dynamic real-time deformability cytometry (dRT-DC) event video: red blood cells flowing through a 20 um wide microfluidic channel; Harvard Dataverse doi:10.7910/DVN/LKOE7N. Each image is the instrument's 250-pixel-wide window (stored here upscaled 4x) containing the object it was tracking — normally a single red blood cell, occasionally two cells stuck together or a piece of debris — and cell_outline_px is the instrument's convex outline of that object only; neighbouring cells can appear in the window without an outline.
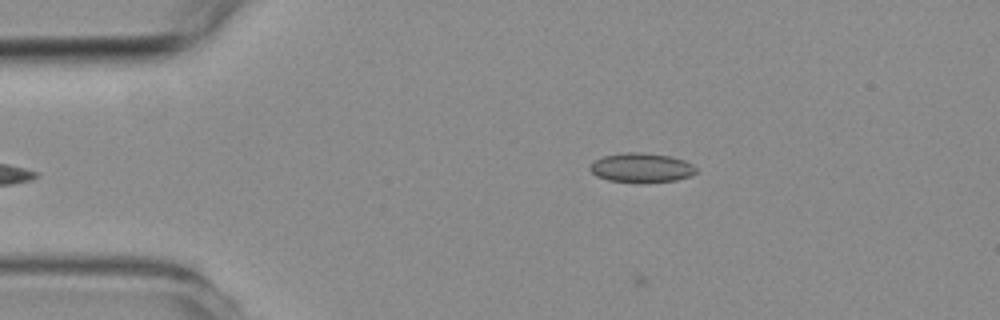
{"species": "common noctule bat (a hibernating species)", "species_latin": "Nyctalus noctula", "temperature_condition": "room temperature", "stored_images_in_passage": 5, "camera_frame_rate_fps": 3000, "um_per_image_px": 0.085, "animal": {"sex": "female", "body_mass_g": 19.3, "forearm_length_mm": 54.1}, "frame": {"image": 1, "passage_image": 5, "time_ms": 5.667, "image_size_px": [1000, 320], "cell_outline_px": [[696, 172], [688, 176], [676, 180], [644, 184], [640, 184], [608, 180], [596, 176], [588, 168], [596, 160], [604, 156], [624, 152], [644, 152], [672, 156], [684, 160], [692, 164], [696, 168]], "centroid_in_image_um": [54.52, 14.27], "position_along_channel_um": 30.5, "area_um2": 18.5}}